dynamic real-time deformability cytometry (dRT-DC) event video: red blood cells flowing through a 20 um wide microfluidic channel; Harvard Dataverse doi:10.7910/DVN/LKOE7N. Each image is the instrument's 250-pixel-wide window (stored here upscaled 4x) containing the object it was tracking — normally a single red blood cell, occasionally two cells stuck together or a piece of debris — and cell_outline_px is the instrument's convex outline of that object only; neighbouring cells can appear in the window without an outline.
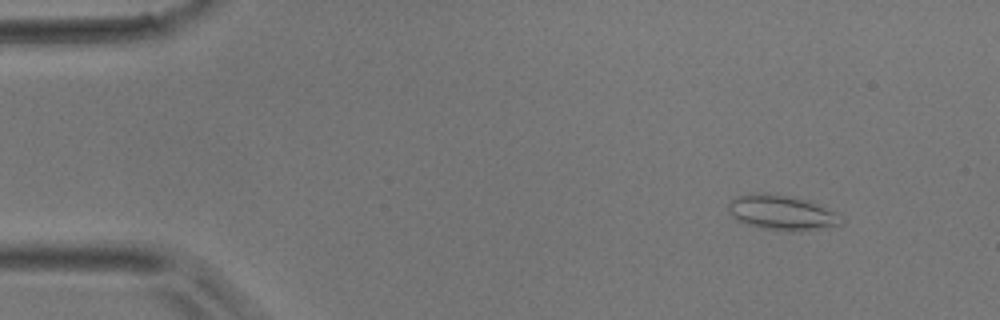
{"species": "common noctule bat (a hibernating species)", "species_latin": "Nyctalus noctula", "temperature_condition": "room temperature", "stored_images_in_passage": 45, "camera_frame_rate_fps": 3000, "um_per_image_px": 0.085, "animal": {"sex": "male", "body_mass_g": 17.9}, "frame": {"image": 1, "passage_image": 1, "time_ms": 0.0, "image_size_px": [1000, 320], "cell_outline_px": [[844, 224], [824, 228], [788, 232], [764, 228], [748, 224], [736, 220], [728, 212], [728, 200], [736, 196], [764, 192], [812, 200], [844, 216]], "centroid_in_image_um": [66.5, 18.07], "position_along_channel_um": 18.5, "area_um2": 23.47}}
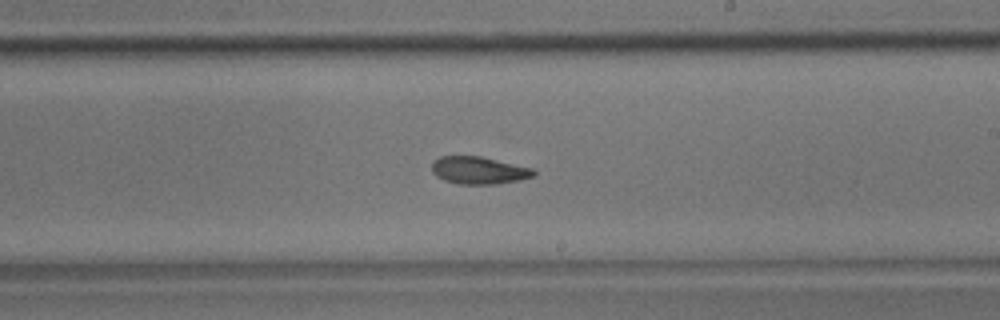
{"frame": {"image": 2, "passage_image": 24, "time_ms": 7.667, "image_size_px": [1000, 320], "cell_outline_px": [[536, 172], [532, 176], [520, 180], [496, 184], [460, 184], [444, 180], [436, 176], [432, 172], [432, 160], [440, 156], [480, 156], [536, 168]], "centroid_in_image_um": [40.71, 14.47], "position_along_channel_um": 248.3, "area_um2": 16.47}}
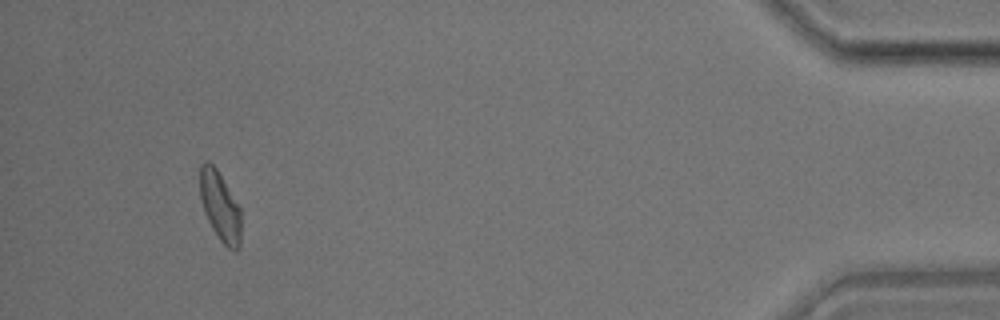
{"frame": {"image": 3, "passage_image": 41, "time_ms": 13.333, "image_size_px": [1000, 320], "cell_outline_px": [[240, 248], [228, 248], [220, 240], [212, 228], [204, 212], [200, 200], [200, 164], [204, 160], [208, 160], [216, 168], [240, 208]], "centroid_in_image_um": [18.67, 17.5], "position_along_channel_um": 416.5, "area_um2": 16.42}}